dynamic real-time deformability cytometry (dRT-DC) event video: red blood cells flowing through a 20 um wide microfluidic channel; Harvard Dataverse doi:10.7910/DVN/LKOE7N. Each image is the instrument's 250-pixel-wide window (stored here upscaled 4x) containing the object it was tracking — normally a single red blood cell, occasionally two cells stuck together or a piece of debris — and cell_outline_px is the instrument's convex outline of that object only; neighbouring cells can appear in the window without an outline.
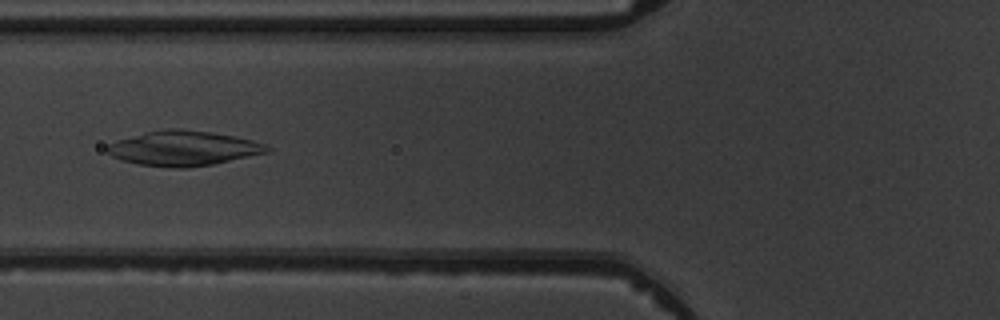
{"species": "common noctule bat (a hibernating species)", "species_latin": "Nyctalus noctula", "temperature_condition": "warm", "stored_images_in_passage": 5, "camera_frame_rate_fps": 3000, "um_per_image_px": 0.085, "animal": {"sex": "male", "body_mass_g": 19.5, "forearm_length_mm": 54.6}, "frame": {"image": 1, "passage_image": 5, "time_ms": 4.667, "image_size_px": [1000, 320], "cell_outline_px": [[272, 148], [268, 152], [212, 164], [188, 168], [172, 168], [140, 164], [120, 160], [112, 156], [108, 152], [108, 144], [116, 140], [148, 132], [168, 128], [180, 128], [208, 132], [232, 136], [252, 140], [264, 144]], "centroid_in_image_um": [15.58, 12.61], "position_along_channel_um": 110.2, "area_um2": 32.08}}